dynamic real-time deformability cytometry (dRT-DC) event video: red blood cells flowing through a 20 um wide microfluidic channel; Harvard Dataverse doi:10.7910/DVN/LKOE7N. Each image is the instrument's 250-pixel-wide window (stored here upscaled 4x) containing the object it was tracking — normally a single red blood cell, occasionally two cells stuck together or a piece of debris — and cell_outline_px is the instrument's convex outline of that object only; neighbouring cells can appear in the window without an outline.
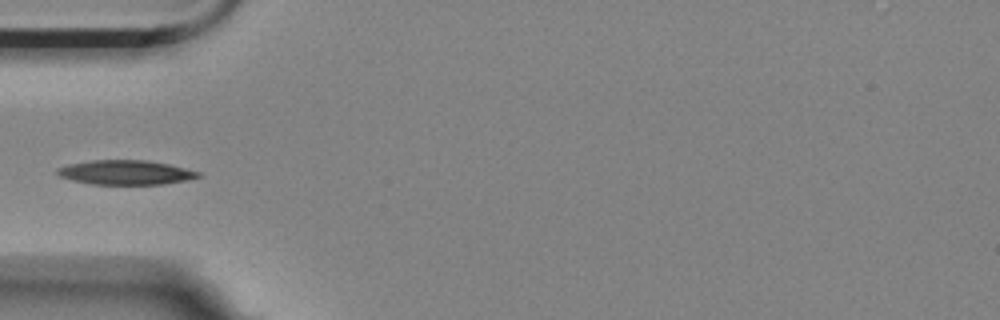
{"species": "Egyptian fruit bat (a non-hibernating species)", "species_latin": "Rousettus aegyptiacus", "temperature_condition": "room temperature", "stored_images_in_passage": 5, "camera_frame_rate_fps": 3000, "um_per_image_px": 0.085, "animal": {"sex": "female"}, "frame": {"image": 1, "passage_image": 4, "time_ms": 1.0, "image_size_px": [1000, 320], "cell_outline_px": [[200, 176], [184, 180], [164, 184], [92, 184], [72, 180], [60, 176], [56, 172], [56, 168], [68, 164], [92, 160], [144, 160], [168, 164], [200, 172]], "centroid_in_image_um": [10.63, 14.65], "position_along_channel_um": 74.4, "area_um2": 19.83}}
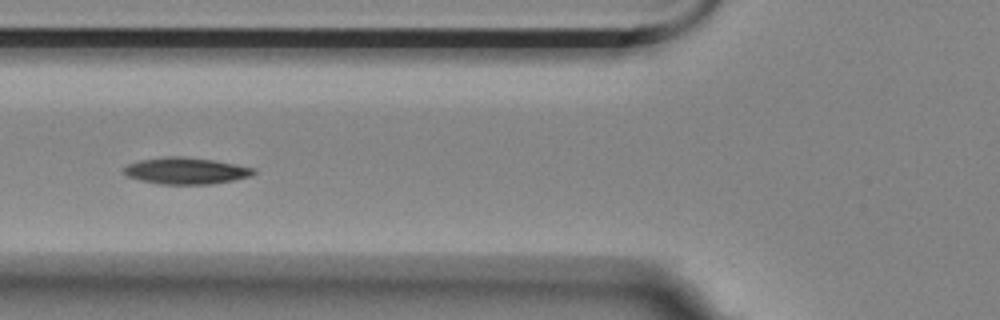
{"frame": {"image": 2, "passage_image": 5, "time_ms": 1.333, "image_size_px": [1000, 320], "cell_outline_px": [[256, 172], [252, 176], [212, 184], [160, 184], [128, 176], [124, 172], [124, 168], [128, 164], [140, 160], [168, 156], [184, 156], [212, 160], [252, 168]], "centroid_in_image_um": [15.8, 14.51], "position_along_channel_um": 110.0, "area_um2": 19.71}}